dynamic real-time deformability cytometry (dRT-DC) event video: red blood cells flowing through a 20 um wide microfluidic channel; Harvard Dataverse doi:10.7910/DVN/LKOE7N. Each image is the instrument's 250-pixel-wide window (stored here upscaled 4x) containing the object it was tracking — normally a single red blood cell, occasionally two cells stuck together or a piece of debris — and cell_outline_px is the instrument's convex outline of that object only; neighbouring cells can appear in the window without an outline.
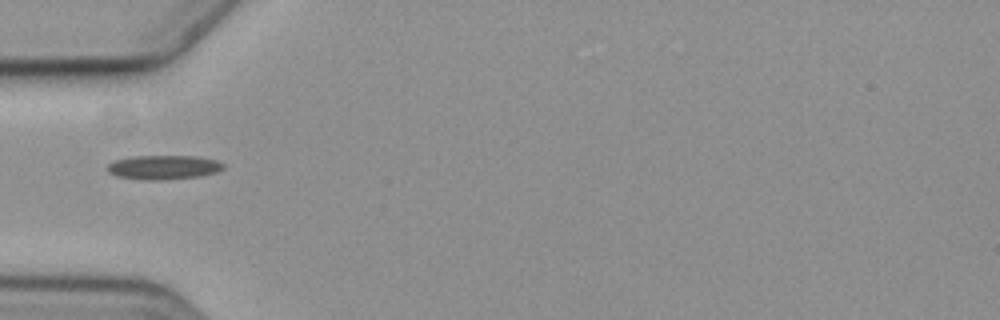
{"species": "common noctule bat (a hibernating species)", "species_latin": "Nyctalus noctula", "temperature_condition": "cold", "stored_images_in_passage": 40, "camera_frame_rate_fps": 3000, "um_per_image_px": 0.085, "animal": {"sex": "female", "body_mass_g": 19.3, "forearm_length_mm": 54.1}, "frame": {"image": 1, "passage_image": 1, "time_ms": 0.0, "image_size_px": [1000, 320], "cell_outline_px": [[224, 168], [216, 172], [200, 176], [160, 180], [148, 180], [116, 176], [108, 172], [108, 164], [112, 160], [132, 156], [196, 156], [216, 160], [224, 164]], "centroid_in_image_um": [13.88, 14.21], "position_along_channel_um": 71.1, "area_um2": 16.36}}
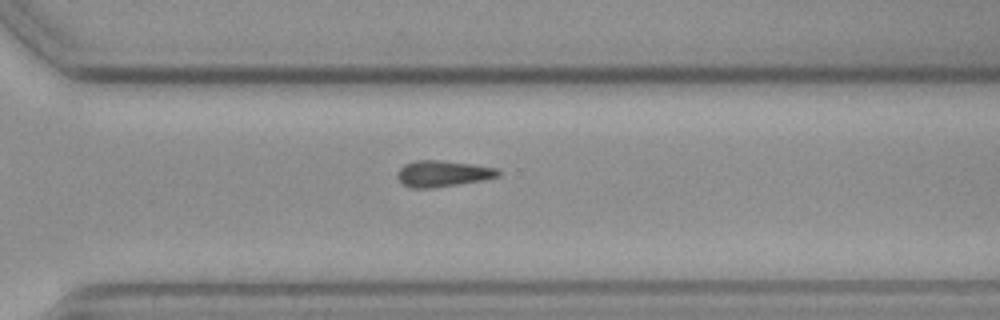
{"frame": {"image": 2, "passage_image": 23, "time_ms": 7.333, "image_size_px": [1000, 320], "cell_outline_px": [[500, 176], [484, 180], [432, 188], [412, 188], [404, 184], [396, 176], [396, 172], [404, 164], [416, 160], [440, 160], [472, 164], [496, 168], [500, 172]], "centroid_in_image_um": [37.62, 14.75], "position_along_channel_um": 333.0, "area_um2": 15.37}}
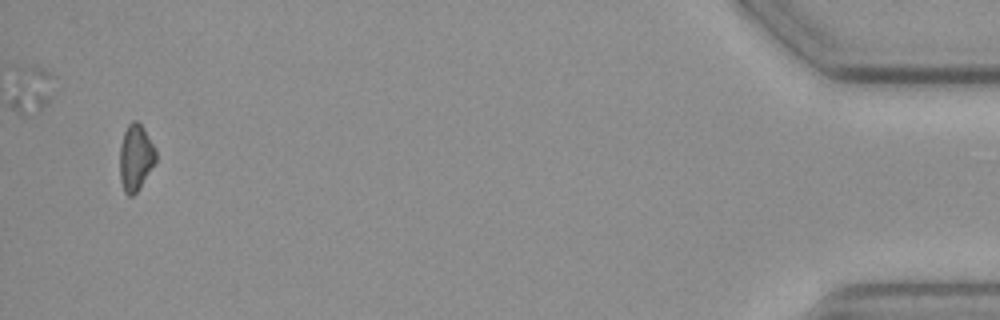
{"frame": {"image": 3, "passage_image": 38, "time_ms": 12.333, "image_size_px": [1000, 320], "cell_outline_px": [[156, 160], [136, 192], [132, 196], [128, 196], [124, 192], [120, 180], [120, 144], [124, 132], [128, 124], [132, 120], [136, 120], [144, 128], [156, 148]], "centroid_in_image_um": [11.52, 13.36], "position_along_channel_um": 423.7, "area_um2": 13.87}}